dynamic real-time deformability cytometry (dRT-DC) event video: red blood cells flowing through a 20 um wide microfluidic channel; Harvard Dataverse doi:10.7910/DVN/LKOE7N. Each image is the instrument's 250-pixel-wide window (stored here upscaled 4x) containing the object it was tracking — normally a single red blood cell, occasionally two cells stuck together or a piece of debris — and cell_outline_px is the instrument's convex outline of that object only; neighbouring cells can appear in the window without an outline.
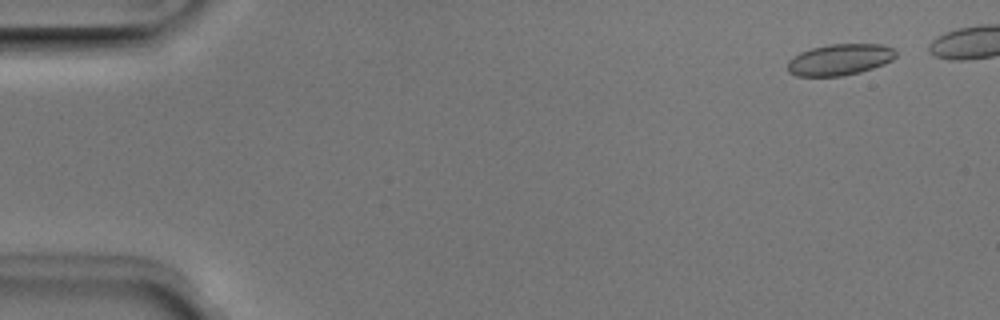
{"species": "Egyptian fruit bat (a non-hibernating species)", "species_latin": "Rousettus aegyptiacus", "temperature_condition": "room temperature", "stored_images_in_passage": 45, "camera_frame_rate_fps": 3000, "um_per_image_px": 0.085, "animal": {"sex": "male"}, "frame": {"image": 1, "passage_image": 4, "time_ms": 1.0, "image_size_px": [1000, 320], "cell_outline_px": [[896, 56], [892, 60], [884, 64], [860, 72], [844, 76], [796, 76], [788, 72], [788, 60], [792, 56], [800, 52], [812, 48], [832, 44], [880, 44], [892, 48], [896, 52]], "centroid_in_image_um": [71.36, 5.07], "position_along_channel_um": 13.6, "area_um2": 19.77}}
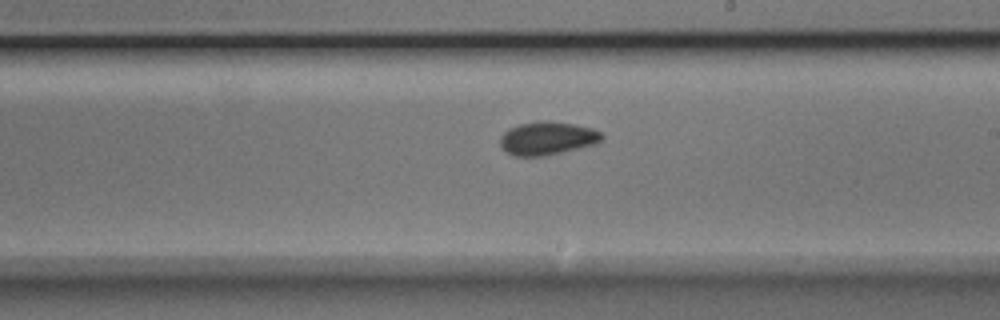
{"frame": {"image": 2, "passage_image": 30, "time_ms": 9.667, "image_size_px": [1000, 320], "cell_outline_px": [[604, 136], [596, 144], [544, 156], [516, 156], [508, 152], [500, 144], [500, 136], [508, 128], [520, 124], [540, 120], [548, 120], [572, 124], [592, 128], [600, 132]], "centroid_in_image_um": [46.51, 11.74], "position_along_channel_um": 242.5, "area_um2": 19.59}}
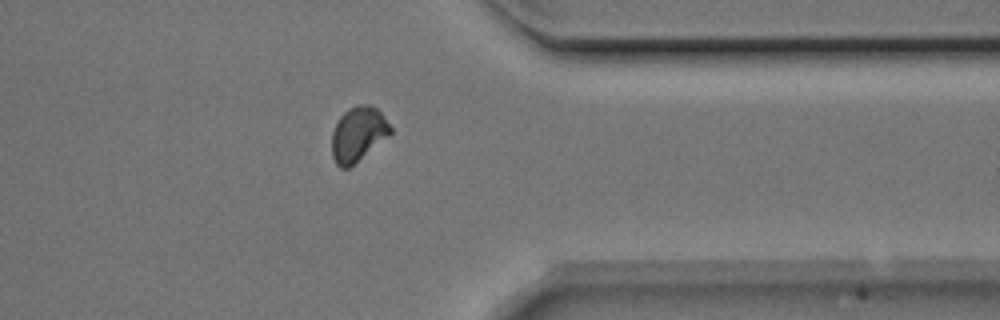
{"frame": {"image": 3, "passage_image": 41, "time_ms": 13.333, "image_size_px": [1000, 320], "cell_outline_px": [[392, 132], [388, 136], [348, 168], [340, 168], [336, 164], [332, 156], [332, 132], [340, 116], [344, 112], [356, 104], [368, 104], [376, 108], [384, 116], [392, 128]], "centroid_in_image_um": [30.43, 11.38], "position_along_channel_um": 381.0, "area_um2": 18.44}, "authors_computed_cell_mechanics": {"area_um2": 19.4208, "velocity_mm_per_s": 3.9896, "shape_relaxation_time_tau1_ms": 2.6471, "shape_relaxation_time_tau2_ms": 2.1856, "deformation_change_tau1": 0.071, "deformation_change_tau2": 0.0532}}